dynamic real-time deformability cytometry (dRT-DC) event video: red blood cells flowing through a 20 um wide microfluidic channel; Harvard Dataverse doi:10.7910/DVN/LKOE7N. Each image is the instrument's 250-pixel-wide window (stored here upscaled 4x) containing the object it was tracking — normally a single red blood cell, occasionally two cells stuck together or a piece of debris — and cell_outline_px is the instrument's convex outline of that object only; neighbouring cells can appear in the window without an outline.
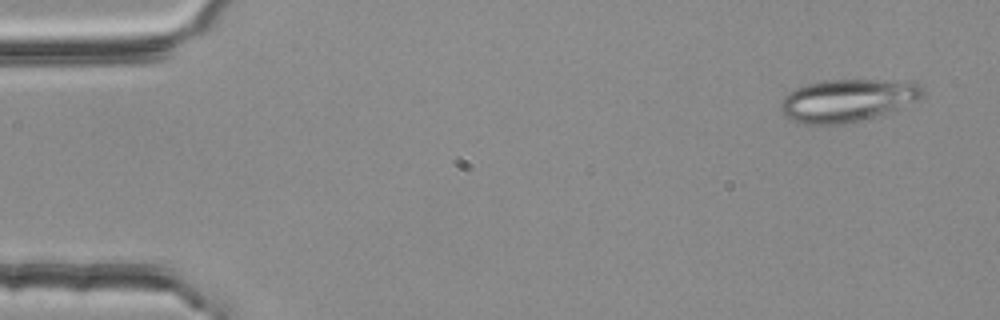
{"species": "common noctule bat (a hibernating species)", "species_latin": "Nyctalus noctula", "temperature_condition": "room temperature", "stored_images_in_passage": 3, "camera_frame_rate_fps": 3000, "um_per_image_px": 0.085, "animal": {"sex": "female", "body_mass_g": 25.1}, "frame": {"image": 1, "passage_image": 1, "time_ms": 0.0, "image_size_px": [1000, 320], "cell_outline_px": [[924, 96], [916, 100], [896, 108], [872, 116], [840, 124], [800, 124], [788, 120], [784, 116], [780, 108], [780, 104], [784, 96], [788, 92], [804, 84], [824, 80], [912, 80], [920, 84], [924, 88]], "centroid_in_image_um": [71.99, 8.5], "position_along_channel_um": 13.0, "area_um2": 35.2}}